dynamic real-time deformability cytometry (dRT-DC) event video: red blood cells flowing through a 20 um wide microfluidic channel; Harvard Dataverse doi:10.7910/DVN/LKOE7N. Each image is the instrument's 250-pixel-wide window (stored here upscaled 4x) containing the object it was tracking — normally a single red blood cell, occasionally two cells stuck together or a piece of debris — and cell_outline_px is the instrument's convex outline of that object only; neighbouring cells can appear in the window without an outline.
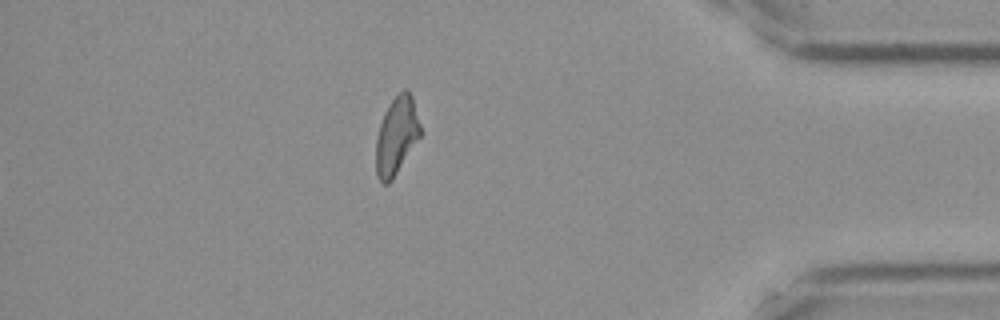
{"species": "Egyptian fruit bat (a non-hibernating species)", "species_latin": "Rousettus aegyptiacus", "temperature_condition": "cold", "stored_images_in_passage": 15, "camera_frame_rate_fps": 3000, "um_per_image_px": 0.085, "frame": {"image": 1, "passage_image": 15, "time_ms": 4.667, "image_size_px": [1000, 320], "cell_outline_px": [[420, 136], [392, 180], [388, 184], [384, 184], [376, 176], [376, 140], [380, 124], [384, 112], [392, 100], [404, 88], [408, 88], [412, 96], [420, 124]], "centroid_in_image_um": [33.69, 11.53], "position_along_channel_um": 401.5, "area_um2": 19.88}}